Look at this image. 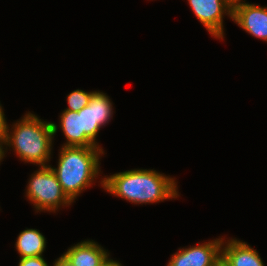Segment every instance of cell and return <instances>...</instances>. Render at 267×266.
Here are the masks:
<instances>
[{"label": "cell", "instance_id": "cell-5", "mask_svg": "<svg viewBox=\"0 0 267 266\" xmlns=\"http://www.w3.org/2000/svg\"><path fill=\"white\" fill-rule=\"evenodd\" d=\"M197 19L214 38L223 39V17L232 18V5L227 0H188Z\"/></svg>", "mask_w": 267, "mask_h": 266}, {"label": "cell", "instance_id": "cell-9", "mask_svg": "<svg viewBox=\"0 0 267 266\" xmlns=\"http://www.w3.org/2000/svg\"><path fill=\"white\" fill-rule=\"evenodd\" d=\"M221 258L229 266H264L260 255L254 248L246 242L232 238L225 243L222 242Z\"/></svg>", "mask_w": 267, "mask_h": 266}, {"label": "cell", "instance_id": "cell-6", "mask_svg": "<svg viewBox=\"0 0 267 266\" xmlns=\"http://www.w3.org/2000/svg\"><path fill=\"white\" fill-rule=\"evenodd\" d=\"M109 97L100 91H93L90 102L82 108L84 133L96 144V136L113 115V106Z\"/></svg>", "mask_w": 267, "mask_h": 266}, {"label": "cell", "instance_id": "cell-15", "mask_svg": "<svg viewBox=\"0 0 267 266\" xmlns=\"http://www.w3.org/2000/svg\"><path fill=\"white\" fill-rule=\"evenodd\" d=\"M53 266H75V265L63 254L57 260H55Z\"/></svg>", "mask_w": 267, "mask_h": 266}, {"label": "cell", "instance_id": "cell-13", "mask_svg": "<svg viewBox=\"0 0 267 266\" xmlns=\"http://www.w3.org/2000/svg\"><path fill=\"white\" fill-rule=\"evenodd\" d=\"M92 92H86L80 89L72 91L67 96L68 107L65 110L79 112L90 102Z\"/></svg>", "mask_w": 267, "mask_h": 266}, {"label": "cell", "instance_id": "cell-1", "mask_svg": "<svg viewBox=\"0 0 267 266\" xmlns=\"http://www.w3.org/2000/svg\"><path fill=\"white\" fill-rule=\"evenodd\" d=\"M100 183L110 194L134 204L157 203L179 196L175 178L153 169L119 172L103 178Z\"/></svg>", "mask_w": 267, "mask_h": 266}, {"label": "cell", "instance_id": "cell-16", "mask_svg": "<svg viewBox=\"0 0 267 266\" xmlns=\"http://www.w3.org/2000/svg\"><path fill=\"white\" fill-rule=\"evenodd\" d=\"M6 127H7V122L5 119L3 108L0 104V134H5Z\"/></svg>", "mask_w": 267, "mask_h": 266}, {"label": "cell", "instance_id": "cell-19", "mask_svg": "<svg viewBox=\"0 0 267 266\" xmlns=\"http://www.w3.org/2000/svg\"><path fill=\"white\" fill-rule=\"evenodd\" d=\"M213 266H229L222 258H220Z\"/></svg>", "mask_w": 267, "mask_h": 266}, {"label": "cell", "instance_id": "cell-10", "mask_svg": "<svg viewBox=\"0 0 267 266\" xmlns=\"http://www.w3.org/2000/svg\"><path fill=\"white\" fill-rule=\"evenodd\" d=\"M60 118L59 126L67 141L62 146L100 147L84 133L82 109L79 112L64 110Z\"/></svg>", "mask_w": 267, "mask_h": 266}, {"label": "cell", "instance_id": "cell-12", "mask_svg": "<svg viewBox=\"0 0 267 266\" xmlns=\"http://www.w3.org/2000/svg\"><path fill=\"white\" fill-rule=\"evenodd\" d=\"M20 258L43 256L46 238L37 229H25L15 243Z\"/></svg>", "mask_w": 267, "mask_h": 266}, {"label": "cell", "instance_id": "cell-3", "mask_svg": "<svg viewBox=\"0 0 267 266\" xmlns=\"http://www.w3.org/2000/svg\"><path fill=\"white\" fill-rule=\"evenodd\" d=\"M103 153L100 147L62 146L58 167L51 168L72 202L98 177L99 159Z\"/></svg>", "mask_w": 267, "mask_h": 266}, {"label": "cell", "instance_id": "cell-2", "mask_svg": "<svg viewBox=\"0 0 267 266\" xmlns=\"http://www.w3.org/2000/svg\"><path fill=\"white\" fill-rule=\"evenodd\" d=\"M7 124L5 130L6 147H12L17 156L25 162L47 166L52 150V140L57 132L55 123L42 121L35 114L28 112L20 121Z\"/></svg>", "mask_w": 267, "mask_h": 266}, {"label": "cell", "instance_id": "cell-20", "mask_svg": "<svg viewBox=\"0 0 267 266\" xmlns=\"http://www.w3.org/2000/svg\"><path fill=\"white\" fill-rule=\"evenodd\" d=\"M232 6H234L237 3L243 2V0H227ZM245 1V0H244Z\"/></svg>", "mask_w": 267, "mask_h": 266}, {"label": "cell", "instance_id": "cell-4", "mask_svg": "<svg viewBox=\"0 0 267 266\" xmlns=\"http://www.w3.org/2000/svg\"><path fill=\"white\" fill-rule=\"evenodd\" d=\"M26 196L37 211L55 212L60 206L71 205L51 165L40 166L32 174L26 189Z\"/></svg>", "mask_w": 267, "mask_h": 266}, {"label": "cell", "instance_id": "cell-14", "mask_svg": "<svg viewBox=\"0 0 267 266\" xmlns=\"http://www.w3.org/2000/svg\"><path fill=\"white\" fill-rule=\"evenodd\" d=\"M18 266H49L43 256L20 258Z\"/></svg>", "mask_w": 267, "mask_h": 266}, {"label": "cell", "instance_id": "cell-7", "mask_svg": "<svg viewBox=\"0 0 267 266\" xmlns=\"http://www.w3.org/2000/svg\"><path fill=\"white\" fill-rule=\"evenodd\" d=\"M223 241V238H217L185 249L179 248L167 266H213L221 258Z\"/></svg>", "mask_w": 267, "mask_h": 266}, {"label": "cell", "instance_id": "cell-17", "mask_svg": "<svg viewBox=\"0 0 267 266\" xmlns=\"http://www.w3.org/2000/svg\"><path fill=\"white\" fill-rule=\"evenodd\" d=\"M5 145H6V136H5V134H0V162L2 161V159L5 155V152H6V149L4 148Z\"/></svg>", "mask_w": 267, "mask_h": 266}, {"label": "cell", "instance_id": "cell-8", "mask_svg": "<svg viewBox=\"0 0 267 266\" xmlns=\"http://www.w3.org/2000/svg\"><path fill=\"white\" fill-rule=\"evenodd\" d=\"M232 20L247 33L267 42V7L237 3L232 7Z\"/></svg>", "mask_w": 267, "mask_h": 266}, {"label": "cell", "instance_id": "cell-18", "mask_svg": "<svg viewBox=\"0 0 267 266\" xmlns=\"http://www.w3.org/2000/svg\"><path fill=\"white\" fill-rule=\"evenodd\" d=\"M100 266H122L120 262L117 260H113L111 258H108L104 263H102Z\"/></svg>", "mask_w": 267, "mask_h": 266}, {"label": "cell", "instance_id": "cell-11", "mask_svg": "<svg viewBox=\"0 0 267 266\" xmlns=\"http://www.w3.org/2000/svg\"><path fill=\"white\" fill-rule=\"evenodd\" d=\"M64 255L75 266H100L109 258V253L93 240L71 246Z\"/></svg>", "mask_w": 267, "mask_h": 266}]
</instances>
